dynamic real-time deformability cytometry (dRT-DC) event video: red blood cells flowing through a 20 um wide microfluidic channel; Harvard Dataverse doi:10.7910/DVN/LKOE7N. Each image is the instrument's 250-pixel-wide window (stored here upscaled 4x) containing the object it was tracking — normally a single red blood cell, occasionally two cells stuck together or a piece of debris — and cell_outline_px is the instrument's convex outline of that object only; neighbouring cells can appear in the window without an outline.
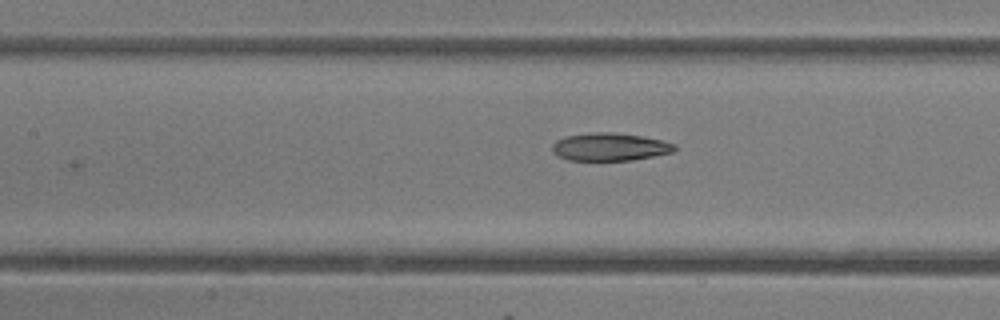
{"species": "common noctule bat (a hibernating species)", "species_latin": "Nyctalus noctula", "temperature_condition": "room temperature", "stored_images_in_passage": 8, "camera_frame_rate_fps": 3000, "um_per_image_px": 0.085, "animal": {"sex": "female"}, "frame": {"image": 1, "passage_image": 8, "time_ms": 9.0, "image_size_px": [1000, 320], "cell_outline_px": [[676, 152], [632, 160], [568, 160], [552, 152], [552, 144], [556, 140], [564, 136], [592, 132], [612, 132], [644, 136], [676, 144]], "centroid_in_image_um": [51.85, 12.48], "position_along_channel_um": 155.6, "area_um2": 20.0}}